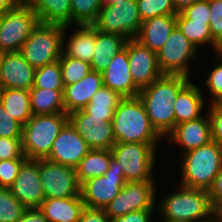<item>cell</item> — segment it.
<instances>
[{
  "instance_id": "cell-1",
  "label": "cell",
  "mask_w": 222,
  "mask_h": 222,
  "mask_svg": "<svg viewBox=\"0 0 222 222\" xmlns=\"http://www.w3.org/2000/svg\"><path fill=\"white\" fill-rule=\"evenodd\" d=\"M184 75L163 74L148 87L139 91L152 127L166 137L175 127L173 103L178 93L190 82Z\"/></svg>"
},
{
  "instance_id": "cell-2",
  "label": "cell",
  "mask_w": 222,
  "mask_h": 222,
  "mask_svg": "<svg viewBox=\"0 0 222 222\" xmlns=\"http://www.w3.org/2000/svg\"><path fill=\"white\" fill-rule=\"evenodd\" d=\"M180 187L177 192L167 194L161 203L156 204L161 209V218L173 222H215L219 218L208 190Z\"/></svg>"
},
{
  "instance_id": "cell-3",
  "label": "cell",
  "mask_w": 222,
  "mask_h": 222,
  "mask_svg": "<svg viewBox=\"0 0 222 222\" xmlns=\"http://www.w3.org/2000/svg\"><path fill=\"white\" fill-rule=\"evenodd\" d=\"M116 142L158 145L162 138L152 127L145 106L137 97H124L112 117Z\"/></svg>"
},
{
  "instance_id": "cell-4",
  "label": "cell",
  "mask_w": 222,
  "mask_h": 222,
  "mask_svg": "<svg viewBox=\"0 0 222 222\" xmlns=\"http://www.w3.org/2000/svg\"><path fill=\"white\" fill-rule=\"evenodd\" d=\"M181 154L180 185L209 190L222 169V147L211 140L201 147Z\"/></svg>"
},
{
  "instance_id": "cell-5",
  "label": "cell",
  "mask_w": 222,
  "mask_h": 222,
  "mask_svg": "<svg viewBox=\"0 0 222 222\" xmlns=\"http://www.w3.org/2000/svg\"><path fill=\"white\" fill-rule=\"evenodd\" d=\"M68 122L66 113L32 115L22 126V149L27 159H46L59 132Z\"/></svg>"
},
{
  "instance_id": "cell-6",
  "label": "cell",
  "mask_w": 222,
  "mask_h": 222,
  "mask_svg": "<svg viewBox=\"0 0 222 222\" xmlns=\"http://www.w3.org/2000/svg\"><path fill=\"white\" fill-rule=\"evenodd\" d=\"M68 26L39 23L24 42L20 53L35 68H41L60 59L63 35Z\"/></svg>"
},
{
  "instance_id": "cell-7",
  "label": "cell",
  "mask_w": 222,
  "mask_h": 222,
  "mask_svg": "<svg viewBox=\"0 0 222 222\" xmlns=\"http://www.w3.org/2000/svg\"><path fill=\"white\" fill-rule=\"evenodd\" d=\"M157 145L148 143L116 142L112 148V158L116 166L123 170L126 182L154 181L153 172Z\"/></svg>"
},
{
  "instance_id": "cell-8",
  "label": "cell",
  "mask_w": 222,
  "mask_h": 222,
  "mask_svg": "<svg viewBox=\"0 0 222 222\" xmlns=\"http://www.w3.org/2000/svg\"><path fill=\"white\" fill-rule=\"evenodd\" d=\"M40 23L38 15L26 2H19L5 13L0 23V51L20 52L22 45Z\"/></svg>"
},
{
  "instance_id": "cell-9",
  "label": "cell",
  "mask_w": 222,
  "mask_h": 222,
  "mask_svg": "<svg viewBox=\"0 0 222 222\" xmlns=\"http://www.w3.org/2000/svg\"><path fill=\"white\" fill-rule=\"evenodd\" d=\"M91 25L101 32L118 34L127 39L135 38L142 25L137 1L125 0L102 6L97 19Z\"/></svg>"
},
{
  "instance_id": "cell-10",
  "label": "cell",
  "mask_w": 222,
  "mask_h": 222,
  "mask_svg": "<svg viewBox=\"0 0 222 222\" xmlns=\"http://www.w3.org/2000/svg\"><path fill=\"white\" fill-rule=\"evenodd\" d=\"M156 191L155 181L126 182L104 210L110 218L138 210H153L156 207Z\"/></svg>"
},
{
  "instance_id": "cell-11",
  "label": "cell",
  "mask_w": 222,
  "mask_h": 222,
  "mask_svg": "<svg viewBox=\"0 0 222 222\" xmlns=\"http://www.w3.org/2000/svg\"><path fill=\"white\" fill-rule=\"evenodd\" d=\"M125 183L123 170L118 169L116 160L112 158L103 176L88 179L80 185L82 201L86 207L105 209Z\"/></svg>"
},
{
  "instance_id": "cell-12",
  "label": "cell",
  "mask_w": 222,
  "mask_h": 222,
  "mask_svg": "<svg viewBox=\"0 0 222 222\" xmlns=\"http://www.w3.org/2000/svg\"><path fill=\"white\" fill-rule=\"evenodd\" d=\"M198 50L176 26L157 53L161 72L169 75H184L190 78L189 63L193 57L195 58Z\"/></svg>"
},
{
  "instance_id": "cell-13",
  "label": "cell",
  "mask_w": 222,
  "mask_h": 222,
  "mask_svg": "<svg viewBox=\"0 0 222 222\" xmlns=\"http://www.w3.org/2000/svg\"><path fill=\"white\" fill-rule=\"evenodd\" d=\"M45 198H69L80 194L76 169L47 159H38Z\"/></svg>"
},
{
  "instance_id": "cell-14",
  "label": "cell",
  "mask_w": 222,
  "mask_h": 222,
  "mask_svg": "<svg viewBox=\"0 0 222 222\" xmlns=\"http://www.w3.org/2000/svg\"><path fill=\"white\" fill-rule=\"evenodd\" d=\"M112 117H93L84 109L68 114V122L91 149H111L116 143Z\"/></svg>"
},
{
  "instance_id": "cell-15",
  "label": "cell",
  "mask_w": 222,
  "mask_h": 222,
  "mask_svg": "<svg viewBox=\"0 0 222 222\" xmlns=\"http://www.w3.org/2000/svg\"><path fill=\"white\" fill-rule=\"evenodd\" d=\"M125 48L128 50L129 71L135 86L140 91L163 75L156 52L145 47L135 38L128 39Z\"/></svg>"
},
{
  "instance_id": "cell-16",
  "label": "cell",
  "mask_w": 222,
  "mask_h": 222,
  "mask_svg": "<svg viewBox=\"0 0 222 222\" xmlns=\"http://www.w3.org/2000/svg\"><path fill=\"white\" fill-rule=\"evenodd\" d=\"M9 188L26 208H39L45 194L40 180L38 159H26Z\"/></svg>"
},
{
  "instance_id": "cell-17",
  "label": "cell",
  "mask_w": 222,
  "mask_h": 222,
  "mask_svg": "<svg viewBox=\"0 0 222 222\" xmlns=\"http://www.w3.org/2000/svg\"><path fill=\"white\" fill-rule=\"evenodd\" d=\"M91 150L85 140L67 122L55 139L49 161L76 168L80 160Z\"/></svg>"
},
{
  "instance_id": "cell-18",
  "label": "cell",
  "mask_w": 222,
  "mask_h": 222,
  "mask_svg": "<svg viewBox=\"0 0 222 222\" xmlns=\"http://www.w3.org/2000/svg\"><path fill=\"white\" fill-rule=\"evenodd\" d=\"M206 113V117L177 124L165 138L170 143L179 144L183 153L209 143L212 140L211 120L207 111Z\"/></svg>"
},
{
  "instance_id": "cell-19",
  "label": "cell",
  "mask_w": 222,
  "mask_h": 222,
  "mask_svg": "<svg viewBox=\"0 0 222 222\" xmlns=\"http://www.w3.org/2000/svg\"><path fill=\"white\" fill-rule=\"evenodd\" d=\"M36 69L20 52L4 53L0 68V88L30 90Z\"/></svg>"
},
{
  "instance_id": "cell-20",
  "label": "cell",
  "mask_w": 222,
  "mask_h": 222,
  "mask_svg": "<svg viewBox=\"0 0 222 222\" xmlns=\"http://www.w3.org/2000/svg\"><path fill=\"white\" fill-rule=\"evenodd\" d=\"M103 86L112 89L124 97H137L139 89L135 86L129 71L128 50L124 48L111 58L102 72Z\"/></svg>"
},
{
  "instance_id": "cell-21",
  "label": "cell",
  "mask_w": 222,
  "mask_h": 222,
  "mask_svg": "<svg viewBox=\"0 0 222 222\" xmlns=\"http://www.w3.org/2000/svg\"><path fill=\"white\" fill-rule=\"evenodd\" d=\"M102 86V73L93 70L80 81L66 85L63 93L65 113L83 110Z\"/></svg>"
},
{
  "instance_id": "cell-22",
  "label": "cell",
  "mask_w": 222,
  "mask_h": 222,
  "mask_svg": "<svg viewBox=\"0 0 222 222\" xmlns=\"http://www.w3.org/2000/svg\"><path fill=\"white\" fill-rule=\"evenodd\" d=\"M176 17L177 15H159L143 21L135 39L158 53L175 29Z\"/></svg>"
},
{
  "instance_id": "cell-23",
  "label": "cell",
  "mask_w": 222,
  "mask_h": 222,
  "mask_svg": "<svg viewBox=\"0 0 222 222\" xmlns=\"http://www.w3.org/2000/svg\"><path fill=\"white\" fill-rule=\"evenodd\" d=\"M202 90L198 85L189 82L177 95L173 108L175 112V126L179 123L195 120L202 115L205 106Z\"/></svg>"
},
{
  "instance_id": "cell-24",
  "label": "cell",
  "mask_w": 222,
  "mask_h": 222,
  "mask_svg": "<svg viewBox=\"0 0 222 222\" xmlns=\"http://www.w3.org/2000/svg\"><path fill=\"white\" fill-rule=\"evenodd\" d=\"M84 207L80 194L69 198H45L39 206L48 222H78Z\"/></svg>"
},
{
  "instance_id": "cell-25",
  "label": "cell",
  "mask_w": 222,
  "mask_h": 222,
  "mask_svg": "<svg viewBox=\"0 0 222 222\" xmlns=\"http://www.w3.org/2000/svg\"><path fill=\"white\" fill-rule=\"evenodd\" d=\"M75 27L78 29L72 33L67 43L64 42L63 35L62 53L91 63L95 53L96 29L92 25H76Z\"/></svg>"
},
{
  "instance_id": "cell-26",
  "label": "cell",
  "mask_w": 222,
  "mask_h": 222,
  "mask_svg": "<svg viewBox=\"0 0 222 222\" xmlns=\"http://www.w3.org/2000/svg\"><path fill=\"white\" fill-rule=\"evenodd\" d=\"M127 38L118 34L96 30L95 53L91 61V69L102 73L117 53L125 48Z\"/></svg>"
},
{
  "instance_id": "cell-27",
  "label": "cell",
  "mask_w": 222,
  "mask_h": 222,
  "mask_svg": "<svg viewBox=\"0 0 222 222\" xmlns=\"http://www.w3.org/2000/svg\"><path fill=\"white\" fill-rule=\"evenodd\" d=\"M40 23L71 26V0H26Z\"/></svg>"
},
{
  "instance_id": "cell-28",
  "label": "cell",
  "mask_w": 222,
  "mask_h": 222,
  "mask_svg": "<svg viewBox=\"0 0 222 222\" xmlns=\"http://www.w3.org/2000/svg\"><path fill=\"white\" fill-rule=\"evenodd\" d=\"M0 103L22 126L32 117L29 90L0 88Z\"/></svg>"
},
{
  "instance_id": "cell-29",
  "label": "cell",
  "mask_w": 222,
  "mask_h": 222,
  "mask_svg": "<svg viewBox=\"0 0 222 222\" xmlns=\"http://www.w3.org/2000/svg\"><path fill=\"white\" fill-rule=\"evenodd\" d=\"M111 159V149H91L75 168L79 185L88 179L103 176L109 169Z\"/></svg>"
},
{
  "instance_id": "cell-30",
  "label": "cell",
  "mask_w": 222,
  "mask_h": 222,
  "mask_svg": "<svg viewBox=\"0 0 222 222\" xmlns=\"http://www.w3.org/2000/svg\"><path fill=\"white\" fill-rule=\"evenodd\" d=\"M29 91L32 115L65 113L64 90L31 88Z\"/></svg>"
},
{
  "instance_id": "cell-31",
  "label": "cell",
  "mask_w": 222,
  "mask_h": 222,
  "mask_svg": "<svg viewBox=\"0 0 222 222\" xmlns=\"http://www.w3.org/2000/svg\"><path fill=\"white\" fill-rule=\"evenodd\" d=\"M176 26L183 35L198 49L199 46L211 45L215 52L221 51V46L213 39L209 24L205 22H193L186 19L181 13L177 14Z\"/></svg>"
},
{
  "instance_id": "cell-32",
  "label": "cell",
  "mask_w": 222,
  "mask_h": 222,
  "mask_svg": "<svg viewBox=\"0 0 222 222\" xmlns=\"http://www.w3.org/2000/svg\"><path fill=\"white\" fill-rule=\"evenodd\" d=\"M123 97L112 89L102 86L92 97L84 110L93 117H113Z\"/></svg>"
},
{
  "instance_id": "cell-33",
  "label": "cell",
  "mask_w": 222,
  "mask_h": 222,
  "mask_svg": "<svg viewBox=\"0 0 222 222\" xmlns=\"http://www.w3.org/2000/svg\"><path fill=\"white\" fill-rule=\"evenodd\" d=\"M101 8L100 0H71V25H91Z\"/></svg>"
},
{
  "instance_id": "cell-34",
  "label": "cell",
  "mask_w": 222,
  "mask_h": 222,
  "mask_svg": "<svg viewBox=\"0 0 222 222\" xmlns=\"http://www.w3.org/2000/svg\"><path fill=\"white\" fill-rule=\"evenodd\" d=\"M59 60L36 69L32 88L64 90Z\"/></svg>"
},
{
  "instance_id": "cell-35",
  "label": "cell",
  "mask_w": 222,
  "mask_h": 222,
  "mask_svg": "<svg viewBox=\"0 0 222 222\" xmlns=\"http://www.w3.org/2000/svg\"><path fill=\"white\" fill-rule=\"evenodd\" d=\"M59 63L61 65L64 86L80 81L92 70L90 63L72 58L63 53L60 56Z\"/></svg>"
},
{
  "instance_id": "cell-36",
  "label": "cell",
  "mask_w": 222,
  "mask_h": 222,
  "mask_svg": "<svg viewBox=\"0 0 222 222\" xmlns=\"http://www.w3.org/2000/svg\"><path fill=\"white\" fill-rule=\"evenodd\" d=\"M26 209L10 188L0 187V222H17Z\"/></svg>"
},
{
  "instance_id": "cell-37",
  "label": "cell",
  "mask_w": 222,
  "mask_h": 222,
  "mask_svg": "<svg viewBox=\"0 0 222 222\" xmlns=\"http://www.w3.org/2000/svg\"><path fill=\"white\" fill-rule=\"evenodd\" d=\"M141 21L159 15H177L172 0H136Z\"/></svg>"
},
{
  "instance_id": "cell-38",
  "label": "cell",
  "mask_w": 222,
  "mask_h": 222,
  "mask_svg": "<svg viewBox=\"0 0 222 222\" xmlns=\"http://www.w3.org/2000/svg\"><path fill=\"white\" fill-rule=\"evenodd\" d=\"M218 55L216 58L217 62L215 63L216 66L208 74L206 81H204L212 98L211 103L222 95V52H218Z\"/></svg>"
},
{
  "instance_id": "cell-39",
  "label": "cell",
  "mask_w": 222,
  "mask_h": 222,
  "mask_svg": "<svg viewBox=\"0 0 222 222\" xmlns=\"http://www.w3.org/2000/svg\"><path fill=\"white\" fill-rule=\"evenodd\" d=\"M27 158L0 161V187L9 188L16 179L22 163Z\"/></svg>"
},
{
  "instance_id": "cell-40",
  "label": "cell",
  "mask_w": 222,
  "mask_h": 222,
  "mask_svg": "<svg viewBox=\"0 0 222 222\" xmlns=\"http://www.w3.org/2000/svg\"><path fill=\"white\" fill-rule=\"evenodd\" d=\"M210 32L213 39L222 47V0H209Z\"/></svg>"
},
{
  "instance_id": "cell-41",
  "label": "cell",
  "mask_w": 222,
  "mask_h": 222,
  "mask_svg": "<svg viewBox=\"0 0 222 222\" xmlns=\"http://www.w3.org/2000/svg\"><path fill=\"white\" fill-rule=\"evenodd\" d=\"M0 137L22 138V125L0 103Z\"/></svg>"
},
{
  "instance_id": "cell-42",
  "label": "cell",
  "mask_w": 222,
  "mask_h": 222,
  "mask_svg": "<svg viewBox=\"0 0 222 222\" xmlns=\"http://www.w3.org/2000/svg\"><path fill=\"white\" fill-rule=\"evenodd\" d=\"M186 19L193 22H210L209 0H198L180 12Z\"/></svg>"
},
{
  "instance_id": "cell-43",
  "label": "cell",
  "mask_w": 222,
  "mask_h": 222,
  "mask_svg": "<svg viewBox=\"0 0 222 222\" xmlns=\"http://www.w3.org/2000/svg\"><path fill=\"white\" fill-rule=\"evenodd\" d=\"M26 158L22 149V138L0 137V161Z\"/></svg>"
},
{
  "instance_id": "cell-44",
  "label": "cell",
  "mask_w": 222,
  "mask_h": 222,
  "mask_svg": "<svg viewBox=\"0 0 222 222\" xmlns=\"http://www.w3.org/2000/svg\"><path fill=\"white\" fill-rule=\"evenodd\" d=\"M208 114L211 120L212 140L222 147V108L215 102L210 103Z\"/></svg>"
},
{
  "instance_id": "cell-45",
  "label": "cell",
  "mask_w": 222,
  "mask_h": 222,
  "mask_svg": "<svg viewBox=\"0 0 222 222\" xmlns=\"http://www.w3.org/2000/svg\"><path fill=\"white\" fill-rule=\"evenodd\" d=\"M208 194L214 211L220 216L222 214V169L209 188Z\"/></svg>"
},
{
  "instance_id": "cell-46",
  "label": "cell",
  "mask_w": 222,
  "mask_h": 222,
  "mask_svg": "<svg viewBox=\"0 0 222 222\" xmlns=\"http://www.w3.org/2000/svg\"><path fill=\"white\" fill-rule=\"evenodd\" d=\"M78 222H111L104 209L84 207Z\"/></svg>"
},
{
  "instance_id": "cell-47",
  "label": "cell",
  "mask_w": 222,
  "mask_h": 222,
  "mask_svg": "<svg viewBox=\"0 0 222 222\" xmlns=\"http://www.w3.org/2000/svg\"><path fill=\"white\" fill-rule=\"evenodd\" d=\"M151 214H153V210H138L111 218V222H150Z\"/></svg>"
},
{
  "instance_id": "cell-48",
  "label": "cell",
  "mask_w": 222,
  "mask_h": 222,
  "mask_svg": "<svg viewBox=\"0 0 222 222\" xmlns=\"http://www.w3.org/2000/svg\"><path fill=\"white\" fill-rule=\"evenodd\" d=\"M17 222H48L40 208H27Z\"/></svg>"
},
{
  "instance_id": "cell-49",
  "label": "cell",
  "mask_w": 222,
  "mask_h": 222,
  "mask_svg": "<svg viewBox=\"0 0 222 222\" xmlns=\"http://www.w3.org/2000/svg\"><path fill=\"white\" fill-rule=\"evenodd\" d=\"M20 1L19 0H0V15H4L13 9Z\"/></svg>"
},
{
  "instance_id": "cell-50",
  "label": "cell",
  "mask_w": 222,
  "mask_h": 222,
  "mask_svg": "<svg viewBox=\"0 0 222 222\" xmlns=\"http://www.w3.org/2000/svg\"><path fill=\"white\" fill-rule=\"evenodd\" d=\"M196 1H198V0H172L173 6H174L177 13H180L185 8L194 4Z\"/></svg>"
},
{
  "instance_id": "cell-51",
  "label": "cell",
  "mask_w": 222,
  "mask_h": 222,
  "mask_svg": "<svg viewBox=\"0 0 222 222\" xmlns=\"http://www.w3.org/2000/svg\"><path fill=\"white\" fill-rule=\"evenodd\" d=\"M100 1L102 6H106V5L117 4L120 1L124 2L125 0H100Z\"/></svg>"
},
{
  "instance_id": "cell-52",
  "label": "cell",
  "mask_w": 222,
  "mask_h": 222,
  "mask_svg": "<svg viewBox=\"0 0 222 222\" xmlns=\"http://www.w3.org/2000/svg\"><path fill=\"white\" fill-rule=\"evenodd\" d=\"M214 102H215L220 108H222V95L219 96Z\"/></svg>"
},
{
  "instance_id": "cell-53",
  "label": "cell",
  "mask_w": 222,
  "mask_h": 222,
  "mask_svg": "<svg viewBox=\"0 0 222 222\" xmlns=\"http://www.w3.org/2000/svg\"><path fill=\"white\" fill-rule=\"evenodd\" d=\"M4 56V52L0 51V68H1V62Z\"/></svg>"
},
{
  "instance_id": "cell-54",
  "label": "cell",
  "mask_w": 222,
  "mask_h": 222,
  "mask_svg": "<svg viewBox=\"0 0 222 222\" xmlns=\"http://www.w3.org/2000/svg\"><path fill=\"white\" fill-rule=\"evenodd\" d=\"M162 222H173V221L165 220L162 218Z\"/></svg>"
},
{
  "instance_id": "cell-55",
  "label": "cell",
  "mask_w": 222,
  "mask_h": 222,
  "mask_svg": "<svg viewBox=\"0 0 222 222\" xmlns=\"http://www.w3.org/2000/svg\"><path fill=\"white\" fill-rule=\"evenodd\" d=\"M215 222H222V220L220 218H218Z\"/></svg>"
}]
</instances>
